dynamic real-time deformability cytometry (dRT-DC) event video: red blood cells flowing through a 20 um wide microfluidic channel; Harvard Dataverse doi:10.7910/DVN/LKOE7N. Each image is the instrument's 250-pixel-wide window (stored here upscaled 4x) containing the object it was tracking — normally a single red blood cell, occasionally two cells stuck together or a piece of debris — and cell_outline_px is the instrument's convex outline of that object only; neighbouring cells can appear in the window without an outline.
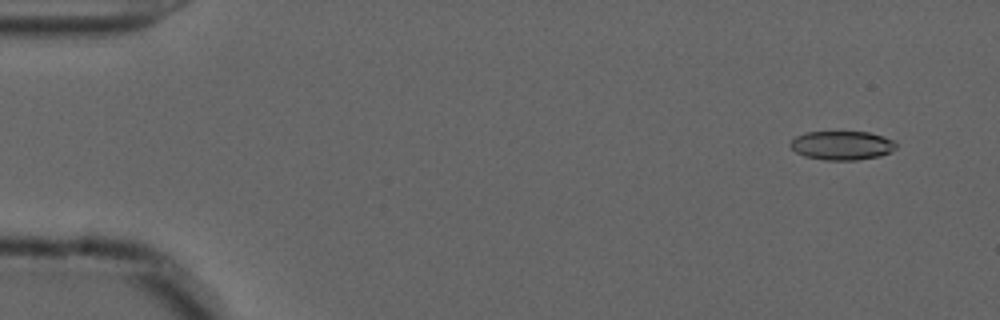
{"species": "common noctule bat (a hibernating species)", "species_latin": "Nyctalus noctula", "temperature_condition": "cold", "stored_images_in_passage": 55, "camera_frame_rate_fps": 3000, "um_per_image_px": 0.085, "animal": {"sex": "male", "forearm_length_mm": 52.5}, "frame": {"image": 1, "passage_image": 4, "time_ms": 1.0, "image_size_px": [1000, 320], "cell_outline_px": [[896, 148], [880, 156], [856, 160], [824, 160], [804, 156], [796, 152], [788, 144], [796, 136], [808, 132], [868, 132], [884, 136], [896, 140]], "centroid_in_image_um": [71.58, 12.36], "position_along_channel_um": 13.4, "area_um2": 17.86}}
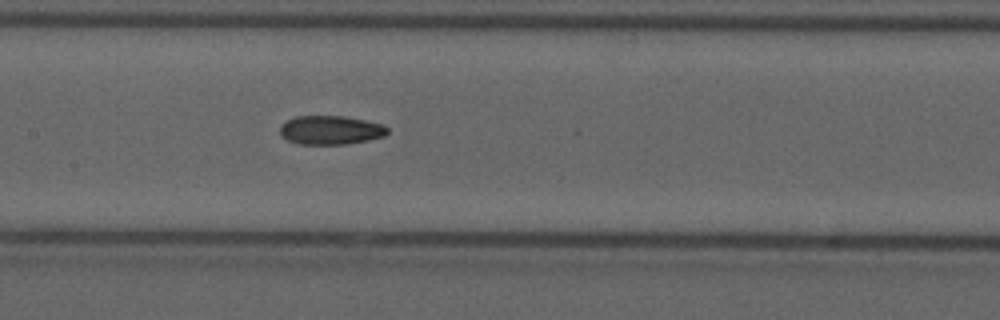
{"frame": {"image": 2, "passage_image": 27, "time_ms": 8.667, "image_size_px": [1000, 320], "cell_outline_px": [[388, 132], [384, 136], [368, 140], [344, 144], [300, 144], [288, 140], [280, 136], [280, 124], [296, 116], [344, 116], [364, 120], [380, 124], [388, 128]], "centroid_in_image_um": [28.06, 11.06], "position_along_channel_um": 179.3, "area_um2": 17.98}}
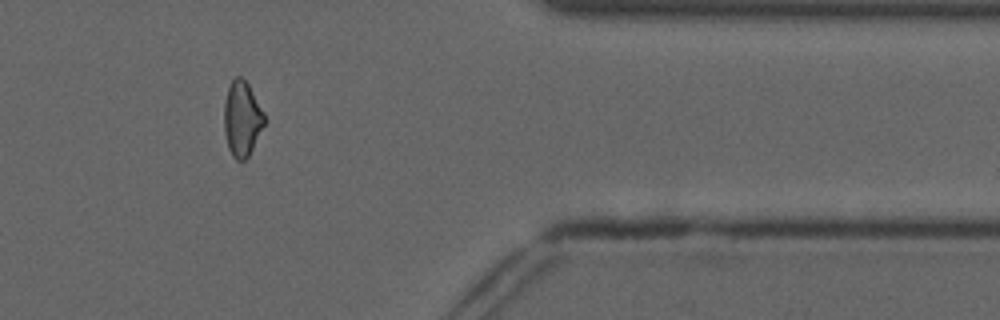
{"frame": {"image": 3, "passage_image": 46, "time_ms": 15.0, "image_size_px": [1000, 320], "cell_outline_px": [[264, 124], [248, 156], [244, 160], [236, 160], [232, 156], [228, 148], [224, 132], [224, 104], [228, 88], [232, 80], [236, 76], [240, 76], [248, 84], [264, 112]], "centroid_in_image_um": [20.55, 10.09], "position_along_channel_um": 390.9, "area_um2": 17.4}, "authors_computed_cell_mechanics": {"area_um2": 18.207, "velocity_mm_per_s": 3.6944, "shape_relaxation_time_tau1_ms": 10.3686, "shape_relaxation_time_tau2_ms": 5.4226, "deformation_change_tau1": 0.2201, "deformation_change_tau2": 0.1106}}